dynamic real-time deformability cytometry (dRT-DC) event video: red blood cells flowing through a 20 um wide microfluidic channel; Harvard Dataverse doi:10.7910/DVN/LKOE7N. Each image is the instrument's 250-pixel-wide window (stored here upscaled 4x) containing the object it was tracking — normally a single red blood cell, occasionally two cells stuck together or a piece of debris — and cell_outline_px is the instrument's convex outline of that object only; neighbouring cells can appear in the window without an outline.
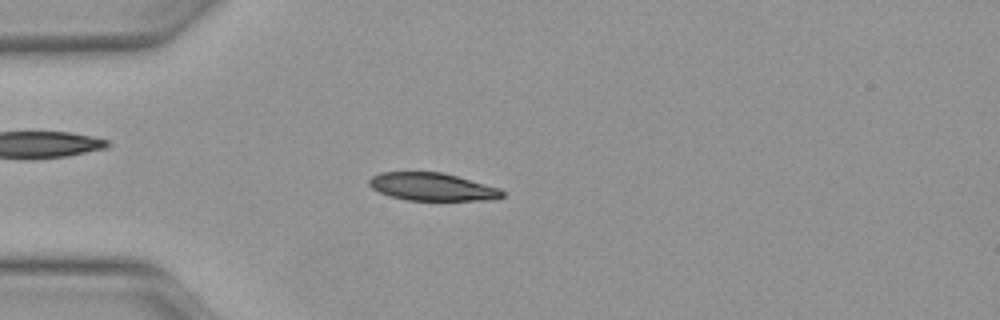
{"species": "Egyptian fruit bat (a non-hibernating species)", "species_latin": "Rousettus aegyptiacus", "temperature_condition": "warm", "stored_images_in_passage": 46, "camera_frame_rate_fps": 3000, "um_per_image_px": 0.085, "animal": {"sex": "female"}, "frame": {"image": 1, "passage_image": 10, "time_ms": 3.0, "image_size_px": [1000, 320], "cell_outline_px": [[504, 196], [492, 200], [408, 200], [388, 196], [372, 188], [368, 184], [368, 180], [372, 176], [380, 172], [444, 172], [500, 188], [504, 192]], "centroid_in_image_um": [36.74, 15.87], "position_along_channel_um": 48.3, "area_um2": 21.68}}
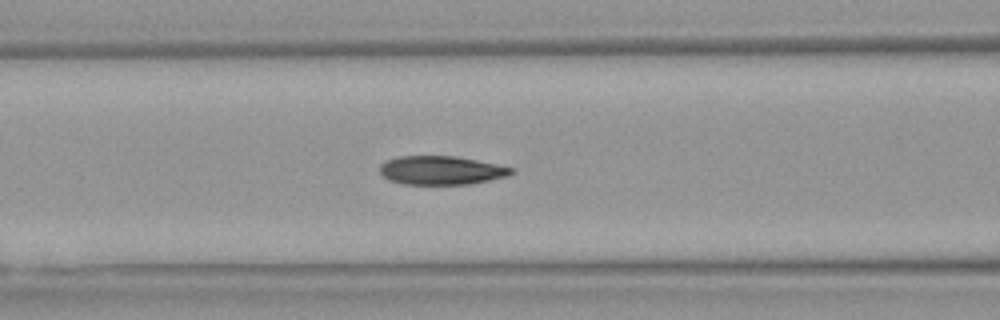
{"frame": {"image": 2, "passage_image": 17, "time_ms": 5.333, "image_size_px": [1000, 320], "cell_outline_px": [[516, 172], [508, 176], [468, 184], [404, 184], [388, 180], [380, 172], [380, 164], [384, 160], [400, 156], [456, 156], [496, 164], [512, 168]], "centroid_in_image_um": [37.48, 14.47], "position_along_channel_um": 129.1, "area_um2": 21.96}}
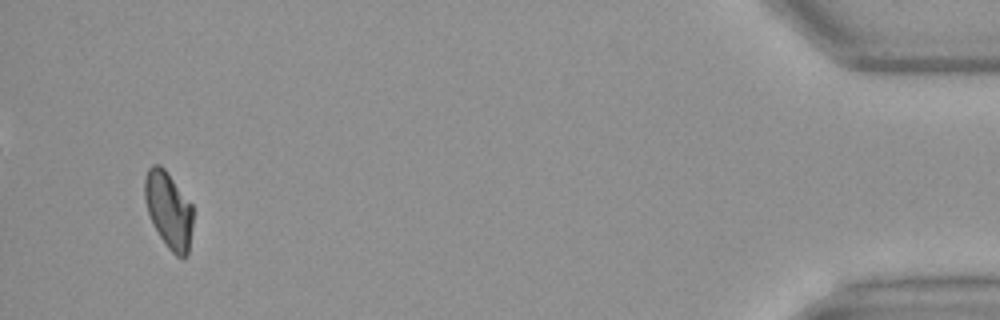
{"frame": {"image": 3, "passage_image": 44, "time_ms": 14.333, "image_size_px": [1000, 320], "cell_outline_px": [[192, 228], [188, 256], [176, 256], [168, 248], [160, 236], [148, 212], [144, 200], [144, 180], [148, 168], [152, 164], [160, 164], [164, 168], [192, 204]], "centroid_in_image_um": [14.33, 17.83], "position_along_channel_um": 420.9, "area_um2": 21.39}, "authors_computed_cell_mechanics": {"area_um2": 22.4842, "velocity_mm_per_s": 4.1106, "shape_relaxation_time_tau1_ms": 9.3684, "shape_relaxation_time_tau2_ms": 2.1573, "deformation_change_tau1": 0.2355, "deformation_change_tau2": 0.063}}